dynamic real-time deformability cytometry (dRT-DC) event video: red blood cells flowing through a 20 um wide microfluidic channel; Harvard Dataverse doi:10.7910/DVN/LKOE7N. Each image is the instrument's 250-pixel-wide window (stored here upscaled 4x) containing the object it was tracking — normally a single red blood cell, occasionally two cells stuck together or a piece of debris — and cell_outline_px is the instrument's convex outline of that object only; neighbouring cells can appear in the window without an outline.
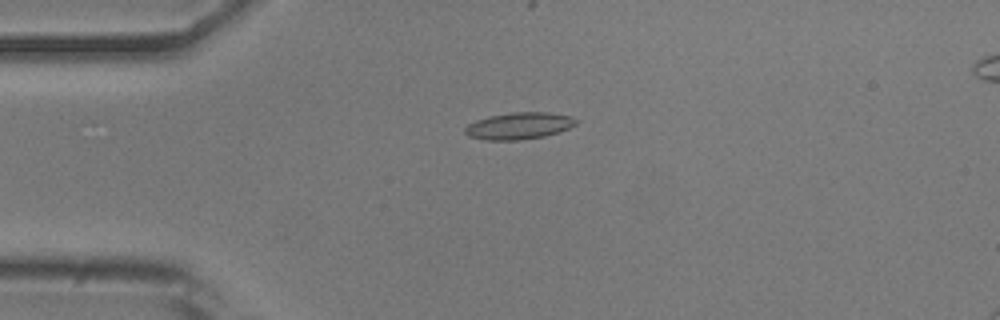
{"species": "common noctule bat (a hibernating species)", "species_latin": "Nyctalus noctula", "temperature_condition": "room temperature", "stored_images_in_passage": 31, "camera_frame_rate_fps": 3000, "um_per_image_px": 0.085, "animal": {"sex": "male", "body_mass_g": 20.5, "forearm_length_mm": 52.5}, "frame": {"image": 1, "passage_image": 3, "time_ms": 0.667, "image_size_px": [1000, 320], "cell_outline_px": [[580, 120], [576, 124], [568, 128], [544, 136], [520, 140], [484, 140], [468, 136], [464, 132], [464, 128], [468, 124], [476, 120], [488, 116], [512, 112], [548, 112], [572, 116]], "centroid_in_image_um": [44.1, 10.69], "position_along_channel_um": 40.9, "area_um2": 17.46}}
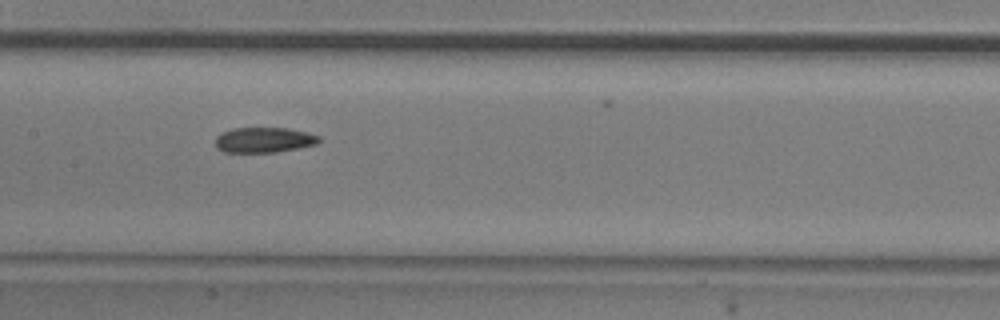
{"frame": {"image": 2, "passage_image": 16, "time_ms": 5.0, "image_size_px": [1000, 320], "cell_outline_px": [[320, 140], [316, 144], [276, 152], [224, 152], [216, 148], [216, 136], [220, 132], [232, 128], [288, 128], [308, 132], [320, 136]], "centroid_in_image_um": [22.41, 11.88], "position_along_channel_um": 185.0, "area_um2": 15.32}}
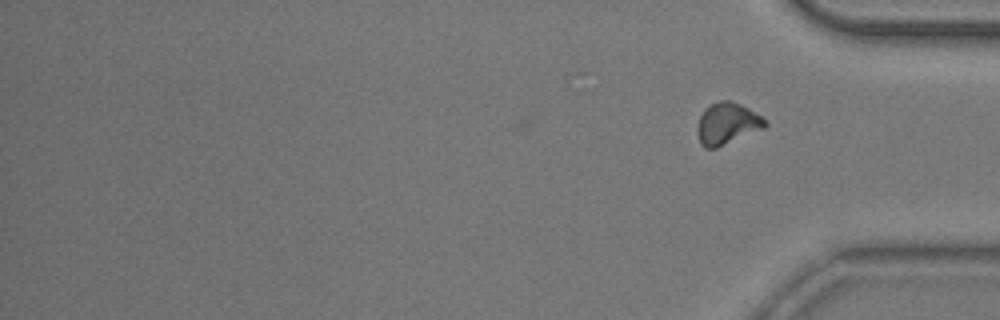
{"frame": {"image": 3, "passage_image": 31, "time_ms": 10.0, "image_size_px": [1000, 320], "cell_outline_px": [[768, 124], [764, 128], [716, 148], [704, 148], [700, 144], [696, 132], [696, 128], [700, 116], [704, 108], [720, 100], [732, 100], [748, 108], [768, 120]], "centroid_in_image_um": [61.79, 10.5], "position_along_channel_um": 373.4, "area_um2": 16.59}, "authors_computed_cell_mechanics": {"area_um2": 16.1262, "velocity_mm_per_s": 3.8403, "shape_relaxation_time_tau1_ms": null, "shape_relaxation_time_tau2_ms": 6.6954, "deformation_change_tau1": null, "deformation_change_tau2": 0.1148}}